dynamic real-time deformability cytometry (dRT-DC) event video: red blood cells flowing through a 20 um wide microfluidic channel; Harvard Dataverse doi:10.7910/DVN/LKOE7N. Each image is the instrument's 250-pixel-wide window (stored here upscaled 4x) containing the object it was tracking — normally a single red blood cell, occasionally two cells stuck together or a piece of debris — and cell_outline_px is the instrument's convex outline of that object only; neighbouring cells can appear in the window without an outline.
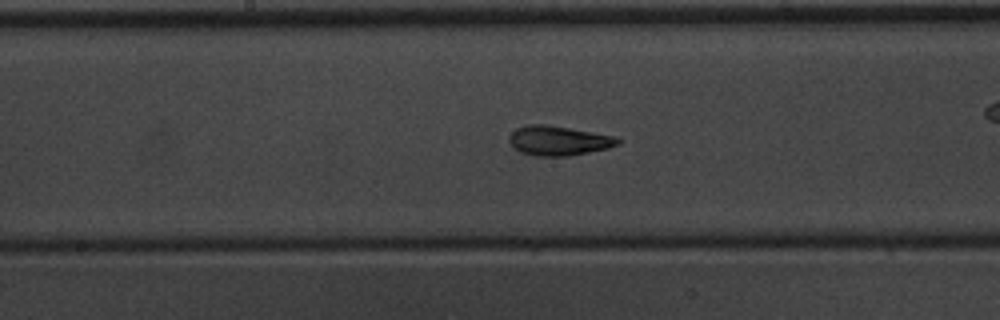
{"species": "common noctule bat (a hibernating species)", "species_latin": "Nyctalus noctula", "temperature_condition": "warm", "stored_images_in_passage": 33, "segment_of_instrument_passage": [1, 2], "camera_frame_rate_fps": 3000, "um_per_image_px": 0.085, "animal": {"sex": "male", "body_mass_g": 20.1, "forearm_length_mm": 53.5}, "frame": {"image": 1, "passage_image": 8, "time_ms": 2.333, "image_size_px": [1000, 320], "cell_outline_px": [[620, 144], [608, 148], [568, 156], [536, 156], [520, 152], [508, 140], [512, 132], [516, 128], [528, 124], [544, 124], [568, 128], [612, 136], [620, 140]], "centroid_in_image_um": [47.45, 11.96], "position_along_channel_um": 200.8, "area_um2": 18.38}}
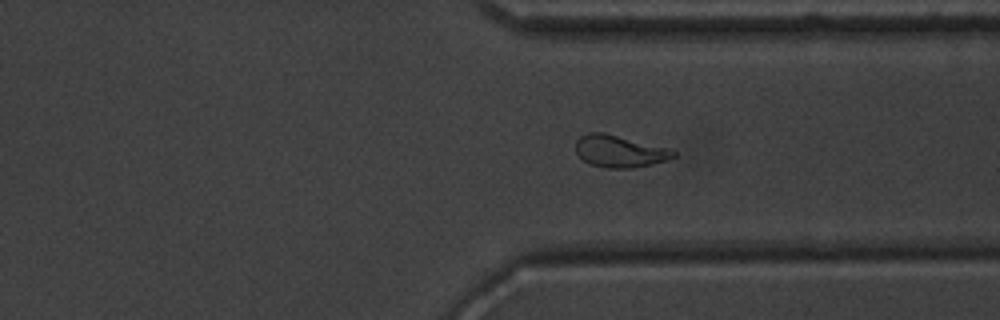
{"frame": {"image": 2, "passage_image": 20, "time_ms": 6.333, "image_size_px": [1000, 320], "cell_outline_px": [[676, 156], [652, 164], [632, 168], [604, 168], [588, 164], [576, 152], [576, 140], [580, 136], [588, 132], [604, 132], [668, 148], [676, 152]], "centroid_in_image_um": [52.62, 12.85], "position_along_channel_um": 358.8, "area_um2": 18.21}}
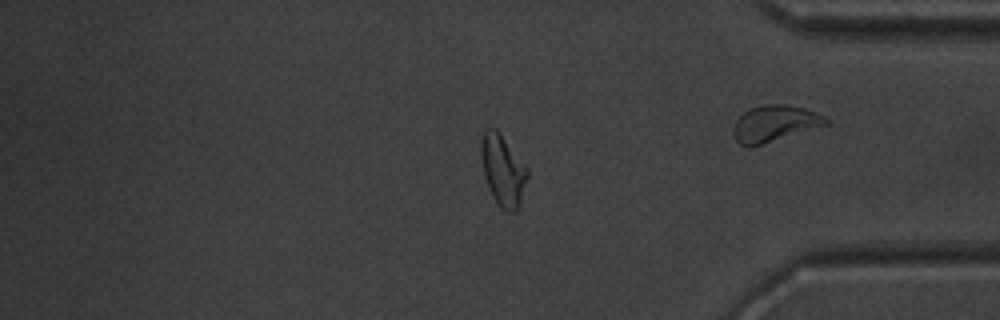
{"frame": {"image": 3, "passage_image": 24, "time_ms": 7.667, "image_size_px": [1000, 320], "cell_outline_px": [[528, 176], [520, 204], [516, 212], [508, 212], [500, 208], [496, 204], [492, 196], [484, 176], [480, 152], [480, 144], [484, 128], [496, 128], [500, 132], [528, 168]], "centroid_in_image_um": [42.74, 14.47], "position_along_channel_um": 392.5, "area_um2": 19.48}}